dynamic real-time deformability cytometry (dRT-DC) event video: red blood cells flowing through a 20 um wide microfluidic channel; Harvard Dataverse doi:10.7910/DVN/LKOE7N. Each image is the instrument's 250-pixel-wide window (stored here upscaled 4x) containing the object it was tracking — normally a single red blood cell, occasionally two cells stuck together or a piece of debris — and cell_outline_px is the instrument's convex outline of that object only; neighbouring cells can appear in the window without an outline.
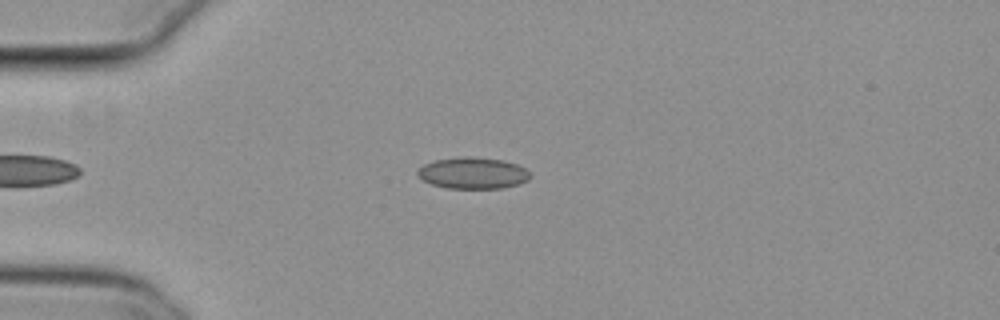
{"species": "common noctule bat (a hibernating species)", "species_latin": "Nyctalus noctula", "temperature_condition": "cold", "stored_images_in_passage": 38, "camera_frame_rate_fps": 3000, "um_per_image_px": 0.085, "animal": {"sex": "female", "body_mass_g": 29.2, "forearm_length_mm": 56.3}, "frame": {"image": 1, "passage_image": 2, "time_ms": 0.333, "image_size_px": [1000, 320], "cell_outline_px": [[532, 176], [528, 180], [520, 184], [500, 188], [448, 188], [432, 184], [416, 176], [416, 172], [424, 164], [436, 160], [464, 156], [468, 156], [504, 160], [516, 164], [524, 168]], "centroid_in_image_um": [40.2, 14.71], "position_along_channel_um": 44.8, "area_um2": 20.58}}
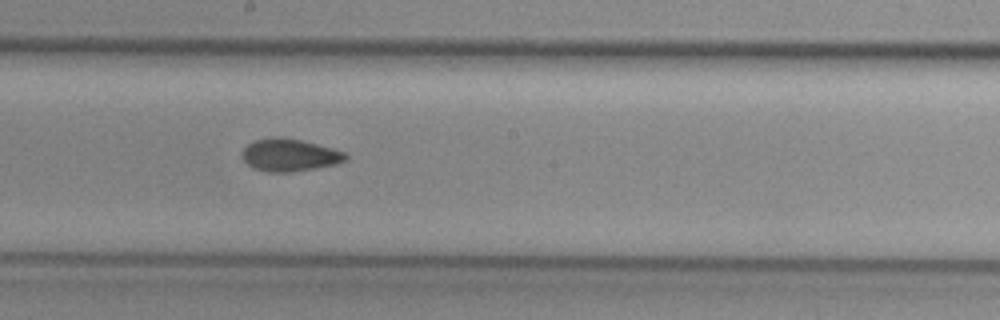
{"frame": {"image": 2, "passage_image": 18, "time_ms": 5.667, "image_size_px": [1000, 320], "cell_outline_px": [[348, 156], [344, 160], [336, 164], [316, 168], [288, 172], [268, 172], [252, 168], [244, 160], [240, 152], [248, 144], [256, 140], [272, 136], [276, 136], [300, 140], [332, 148], [344, 152]], "centroid_in_image_um": [24.57, 13.18], "position_along_channel_um": 223.6, "area_um2": 19.48}}
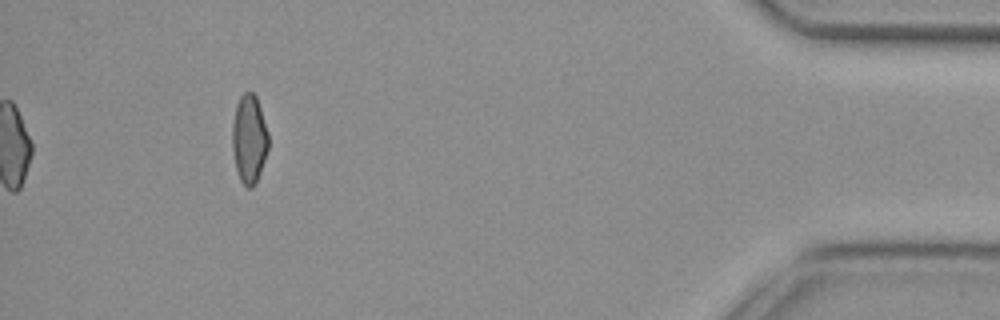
{"frame": {"image": 3, "passage_image": 38, "time_ms": 12.333, "image_size_px": [1000, 320], "cell_outline_px": [[268, 148], [256, 184], [252, 188], [248, 188], [240, 180], [236, 168], [232, 148], [232, 124], [236, 104], [240, 96], [244, 92], [252, 92], [256, 96], [268, 132]], "centroid_in_image_um": [21.17, 11.81], "position_along_channel_um": 414.0, "area_um2": 18.61}, "authors_computed_cell_mechanics": {"area_um2": 19.5364, "velocity_mm_per_s": 3.8037, "shape_relaxation_time_tau1_ms": null, "shape_relaxation_time_tau2_ms": 3.7223, "deformation_change_tau1": null, "deformation_change_tau2": 0.0786}}